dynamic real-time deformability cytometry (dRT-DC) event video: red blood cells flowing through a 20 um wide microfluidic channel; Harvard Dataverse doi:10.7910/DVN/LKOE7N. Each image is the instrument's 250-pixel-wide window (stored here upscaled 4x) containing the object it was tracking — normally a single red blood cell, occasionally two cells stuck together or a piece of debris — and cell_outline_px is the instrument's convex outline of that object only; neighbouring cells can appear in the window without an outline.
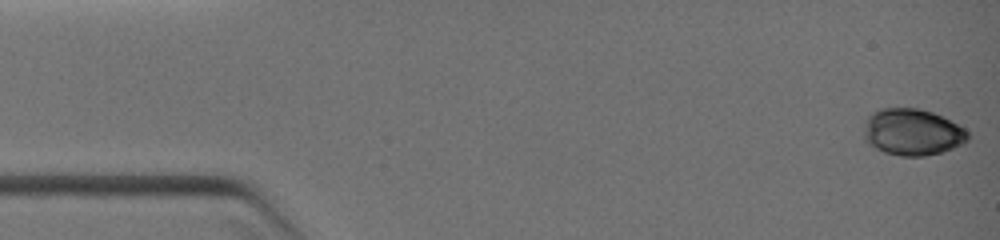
{"species": "common noctule bat (a hibernating species)", "species_latin": "Nyctalus noctula", "temperature_condition": "warm", "stored_images_in_passage": 13, "camera_frame_rate_fps": 3000, "um_per_image_px": 0.085, "animal": {"sex": "female", "body_mass_g": 19.0, "forearm_length_mm": 51.5}, "frame": {"image": 1, "passage_image": 1, "time_ms": 0.0, "image_size_px": [1000, 240], "cell_outline_px": [[968, 140], [952, 148], [940, 152], [924, 156], [900, 156], [884, 152], [868, 144], [864, 140], [864, 132], [868, 116], [876, 108], [920, 108], [932, 112], [964, 128], [968, 132]], "centroid_in_image_um": [77.51, 11.22], "position_along_channel_um": 7.5, "area_um2": 28.09}}
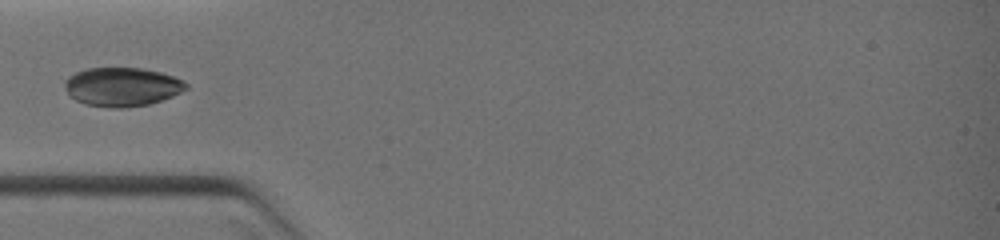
{"frame": {"image": 2, "passage_image": 10, "time_ms": 3.667, "image_size_px": [1000, 240], "cell_outline_px": [[188, 88], [172, 96], [148, 104], [124, 108], [112, 108], [84, 104], [76, 100], [64, 88], [64, 80], [68, 76], [76, 72], [88, 68], [140, 68], [160, 72], [172, 76], [188, 84]], "centroid_in_image_um": [10.34, 7.38], "position_along_channel_um": 74.7, "area_um2": 27.28}}
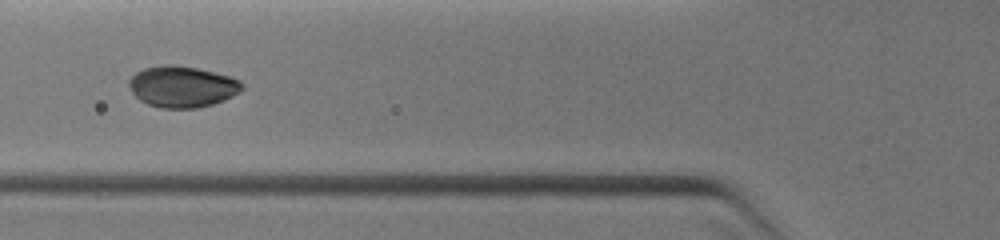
{"frame": {"image": 3, "passage_image": 12, "time_ms": 4.333, "image_size_px": [1000, 240], "cell_outline_px": [[244, 88], [240, 92], [224, 100], [212, 104], [196, 108], [160, 108], [148, 104], [140, 100], [132, 92], [128, 84], [128, 80], [136, 72], [144, 68], [164, 64], [176, 64], [196, 68], [228, 76], [240, 80], [244, 84]], "centroid_in_image_um": [15.48, 7.36], "position_along_channel_um": 110.3, "area_um2": 27.22}}